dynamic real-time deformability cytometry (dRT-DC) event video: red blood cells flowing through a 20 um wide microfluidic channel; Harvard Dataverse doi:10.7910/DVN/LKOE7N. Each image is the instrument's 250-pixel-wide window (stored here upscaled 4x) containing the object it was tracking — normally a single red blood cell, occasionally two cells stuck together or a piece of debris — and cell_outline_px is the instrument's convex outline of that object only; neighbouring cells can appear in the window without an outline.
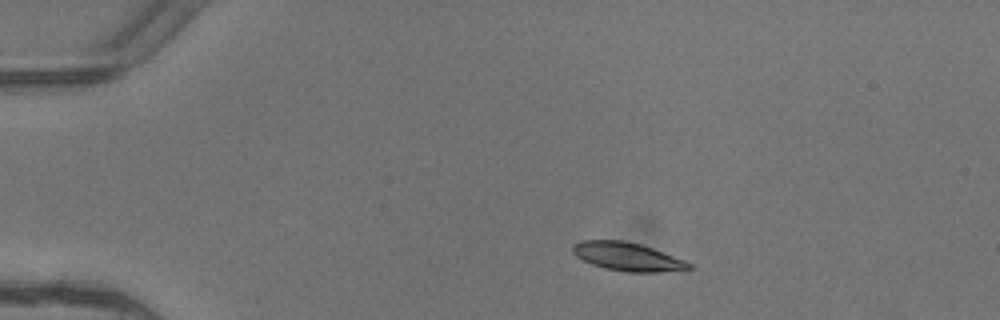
{"species": "common noctule bat (a hibernating species)", "species_latin": "Nyctalus noctula", "temperature_condition": "warm", "stored_images_in_passage": 6, "camera_frame_rate_fps": 3000, "um_per_image_px": 0.085, "animal": {"sex": "female"}, "frame": {"image": 1, "passage_image": 1, "time_ms": 0.0, "image_size_px": [1000, 320], "cell_outline_px": [[692, 268], [660, 272], [624, 272], [604, 268], [592, 264], [576, 256], [572, 252], [572, 244], [580, 240], [620, 240], [640, 244], [652, 248], [684, 260], [692, 264]], "centroid_in_image_um": [53.29, 21.81], "position_along_channel_um": 31.7, "area_um2": 19.13}}
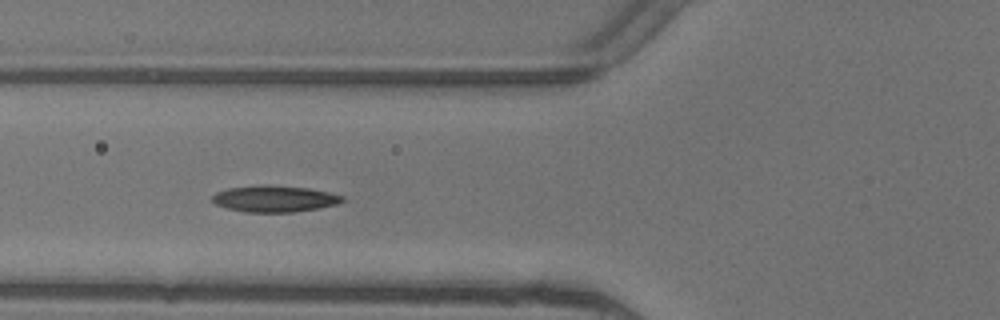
{"frame": {"image": 2, "passage_image": 4, "time_ms": 1.0, "image_size_px": [1000, 320], "cell_outline_px": [[348, 200], [336, 204], [320, 208], [292, 212], [244, 212], [228, 208], [216, 204], [212, 200], [212, 196], [216, 192], [228, 188], [264, 184], [268, 184], [308, 188], [328, 192], [344, 196]], "centroid_in_image_um": [23.36, 16.89], "position_along_channel_um": 102.4, "area_um2": 20.17}}
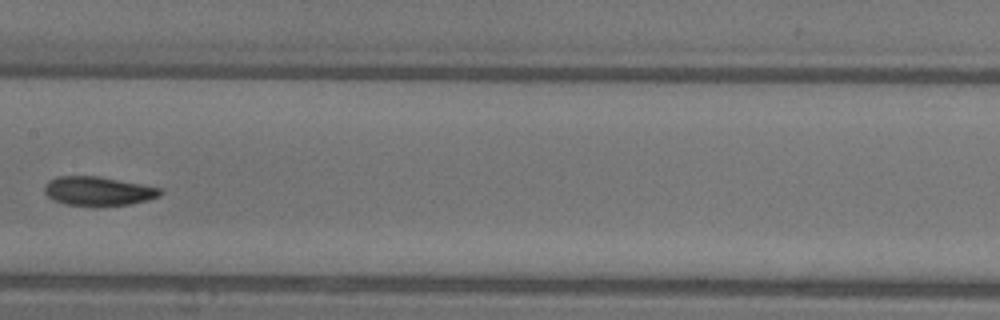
{"frame": {"image": 3, "passage_image": 6, "time_ms": 1.667, "image_size_px": [1000, 320], "cell_outline_px": [[164, 192], [160, 196], [148, 200], [128, 204], [64, 204], [52, 200], [44, 192], [44, 188], [48, 180], [56, 176], [100, 176], [160, 188]], "centroid_in_image_um": [8.32, 16.21], "position_along_channel_um": 199.1, "area_um2": 19.19}}